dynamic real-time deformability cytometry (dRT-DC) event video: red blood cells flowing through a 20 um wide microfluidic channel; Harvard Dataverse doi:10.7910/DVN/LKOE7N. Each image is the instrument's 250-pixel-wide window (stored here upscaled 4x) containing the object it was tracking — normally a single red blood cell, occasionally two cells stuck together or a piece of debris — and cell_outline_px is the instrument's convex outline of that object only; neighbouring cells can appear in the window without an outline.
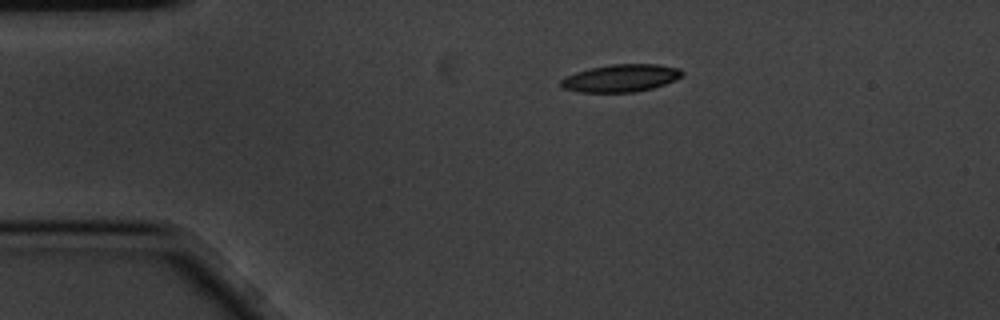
{"species": "common noctule bat (a hibernating species)", "species_latin": "Nyctalus noctula", "temperature_condition": "cold", "stored_images_in_passage": 5, "camera_frame_rate_fps": 3000, "um_per_image_px": 0.085, "animal": {"sex": "male", "body_mass_g": 20.1, "forearm_length_mm": 53.5}, "frame": {"image": 1, "passage_image": 1, "time_ms": 0.0, "image_size_px": [1000, 320], "cell_outline_px": [[684, 72], [676, 80], [652, 88], [632, 92], [580, 92], [564, 88], [560, 84], [560, 80], [564, 76], [576, 72], [608, 64], [656, 64], [680, 68]], "centroid_in_image_um": [52.76, 6.63], "position_along_channel_um": 32.2, "area_um2": 19.36}}
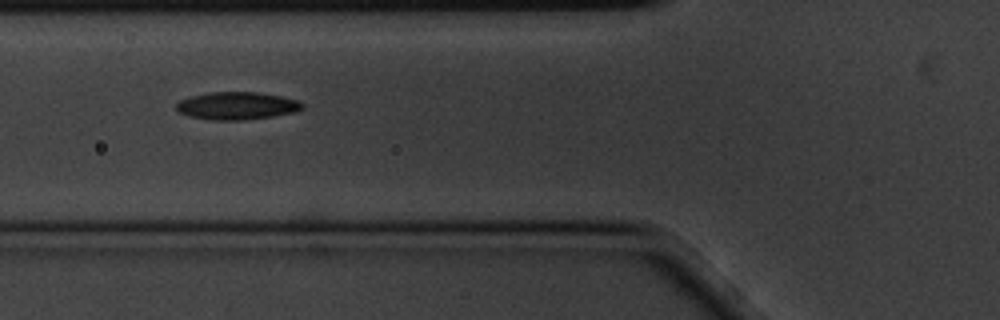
{"frame": {"image": 2, "passage_image": 4, "time_ms": 1.0, "image_size_px": [1000, 320], "cell_outline_px": [[304, 108], [296, 112], [272, 116], [244, 120], [212, 120], [192, 116], [180, 112], [176, 108], [176, 104], [180, 100], [192, 96], [208, 92], [260, 92], [284, 96], [300, 100], [304, 104]], "centroid_in_image_um": [20.22, 8.98], "position_along_channel_um": 105.6, "area_um2": 20.4}}
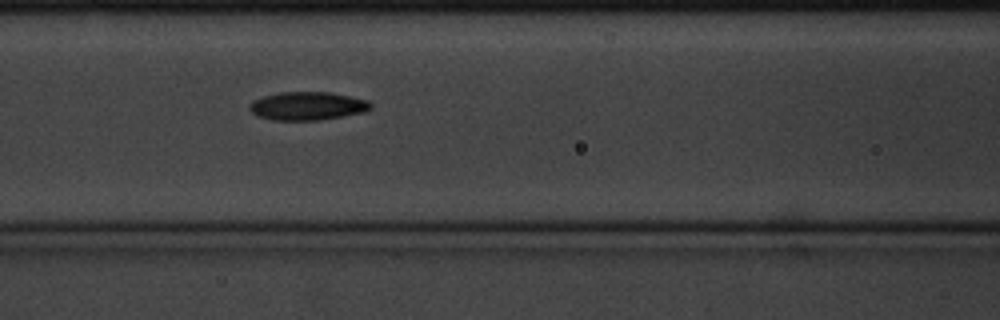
{"frame": {"image": 3, "passage_image": 5, "time_ms": 1.333, "image_size_px": [1000, 320], "cell_outline_px": [[372, 108], [364, 112], [320, 120], [272, 120], [260, 116], [252, 112], [248, 108], [248, 104], [252, 100], [264, 96], [280, 92], [328, 92], [368, 100], [372, 104]], "centroid_in_image_um": [26.12, 9.0], "position_along_channel_um": 140.5, "area_um2": 19.94}}